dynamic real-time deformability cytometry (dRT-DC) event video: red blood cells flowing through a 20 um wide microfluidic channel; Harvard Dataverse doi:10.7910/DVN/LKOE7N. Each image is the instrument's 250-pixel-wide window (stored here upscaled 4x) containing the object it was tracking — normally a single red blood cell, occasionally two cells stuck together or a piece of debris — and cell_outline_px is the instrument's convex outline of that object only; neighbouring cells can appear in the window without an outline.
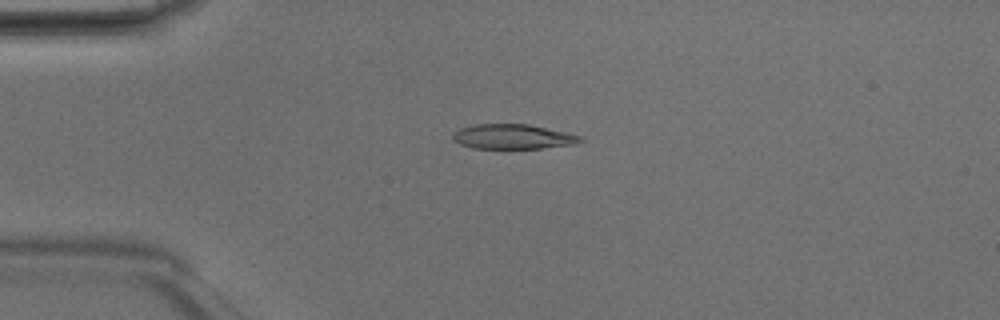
{"species": "Egyptian fruit bat (a non-hibernating species)", "species_latin": "Rousettus aegyptiacus", "temperature_condition": "room temperature", "stored_images_in_passage": 26, "camera_frame_rate_fps": 3000, "um_per_image_px": 0.085, "animal": {"sex": "male"}, "frame": {"image": 1, "passage_image": 8, "time_ms": 2.333, "image_size_px": [1000, 320], "cell_outline_px": [[584, 140], [576, 144], [540, 148], [472, 148], [460, 144], [452, 140], [452, 132], [460, 128], [476, 124], [528, 124], [584, 136]], "centroid_in_image_um": [43.59, 11.61], "position_along_channel_um": 41.4, "area_um2": 18.5}}
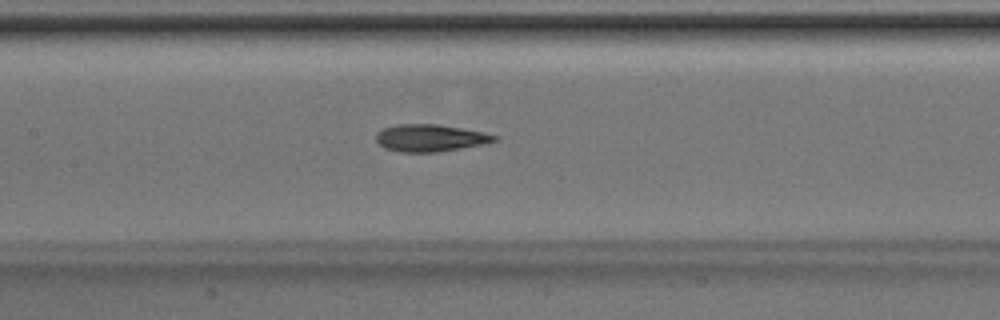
{"frame": {"image": 2, "passage_image": 19, "time_ms": 6.0, "image_size_px": [1000, 320], "cell_outline_px": [[500, 140], [484, 144], [436, 152], [400, 152], [384, 148], [376, 140], [376, 132], [384, 128], [400, 124], [436, 124], [460, 128], [480, 132], [496, 136]], "centroid_in_image_um": [36.54, 11.73], "position_along_channel_um": 170.9, "area_um2": 18.5}}